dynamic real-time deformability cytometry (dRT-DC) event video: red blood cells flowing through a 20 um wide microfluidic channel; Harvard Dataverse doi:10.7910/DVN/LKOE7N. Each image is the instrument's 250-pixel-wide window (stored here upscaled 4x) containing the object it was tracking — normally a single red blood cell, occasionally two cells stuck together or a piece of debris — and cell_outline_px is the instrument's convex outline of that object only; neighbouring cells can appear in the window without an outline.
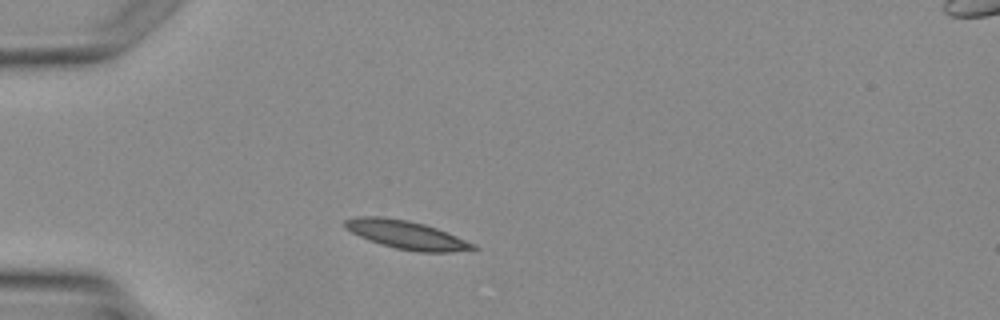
{"species": "Egyptian fruit bat (a non-hibernating species)", "species_latin": "Rousettus aegyptiacus", "temperature_condition": "warm", "stored_images_in_passage": 1, "camera_frame_rate_fps": 3000, "um_per_image_px": 0.085, "animal": {"sex": "female"}, "frame": {"image": 1, "passage_image": 1, "time_ms": 0.0, "image_size_px": [1000, 320], "cell_outline_px": [[480, 248], [452, 252], [420, 252], [396, 248], [380, 244], [368, 240], [352, 232], [344, 224], [344, 220], [356, 216], [384, 216], [408, 220], [424, 224], [448, 232], [476, 244]], "centroid_in_image_um": [34.58, 19.95], "position_along_channel_um": 50.4, "area_um2": 21.21}}